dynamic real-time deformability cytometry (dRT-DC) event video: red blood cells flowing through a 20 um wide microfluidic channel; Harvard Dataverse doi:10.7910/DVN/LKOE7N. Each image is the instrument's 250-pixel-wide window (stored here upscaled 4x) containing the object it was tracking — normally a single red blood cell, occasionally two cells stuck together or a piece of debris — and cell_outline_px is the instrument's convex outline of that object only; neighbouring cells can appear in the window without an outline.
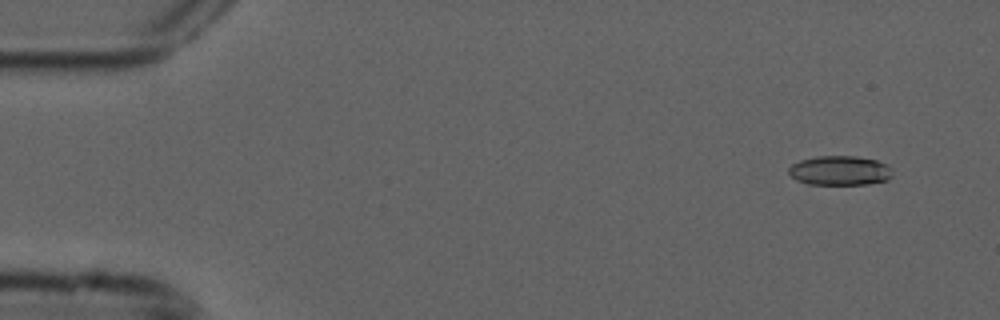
{"species": "common noctule bat (a hibernating species)", "species_latin": "Nyctalus noctula", "temperature_condition": "cold", "stored_images_in_passage": 6, "camera_frame_rate_fps": 3000, "um_per_image_px": 0.085, "animal": {"sex": "male", "forearm_length_mm": 52.5}, "frame": {"image": 1, "passage_image": 2, "time_ms": 0.333, "image_size_px": [1000, 320], "cell_outline_px": [[892, 176], [888, 180], [868, 184], [808, 184], [796, 180], [788, 172], [788, 168], [792, 164], [800, 160], [816, 156], [856, 156], [876, 160], [888, 164], [892, 168]], "centroid_in_image_um": [71.41, 14.49], "position_along_channel_um": 13.6, "area_um2": 17.98}}
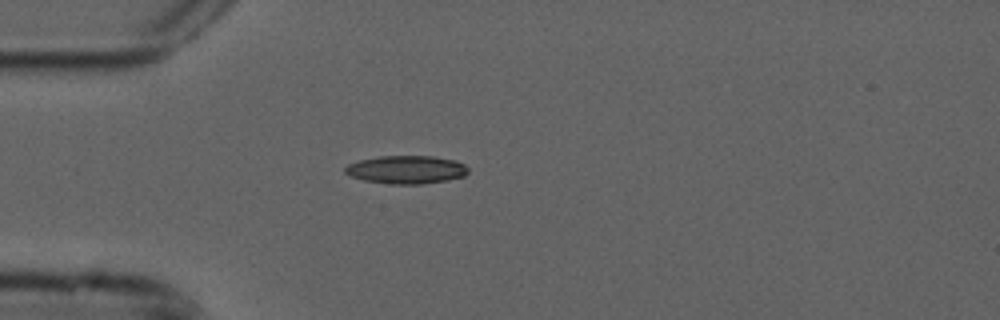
{"frame": {"image": 2, "passage_image": 5, "time_ms": 1.333, "image_size_px": [1000, 320], "cell_outline_px": [[468, 172], [464, 176], [448, 180], [420, 184], [392, 184], [364, 180], [352, 176], [344, 172], [344, 168], [348, 164], [360, 160], [380, 156], [432, 156], [456, 160], [464, 164], [468, 168]], "centroid_in_image_um": [34.56, 14.41], "position_along_channel_um": 50.4, "area_um2": 20.11}}